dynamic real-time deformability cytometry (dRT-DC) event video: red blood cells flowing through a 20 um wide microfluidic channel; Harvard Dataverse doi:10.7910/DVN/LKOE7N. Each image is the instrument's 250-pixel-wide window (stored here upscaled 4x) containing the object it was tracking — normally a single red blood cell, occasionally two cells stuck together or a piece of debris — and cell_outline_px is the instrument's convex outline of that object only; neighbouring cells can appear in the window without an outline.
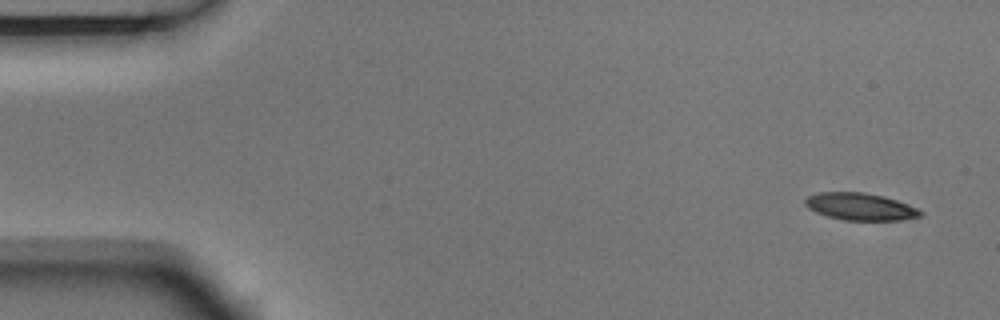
{"species": "Egyptian fruit bat (a non-hibernating species)", "species_latin": "Rousettus aegyptiacus", "temperature_condition": "room temperature", "stored_images_in_passage": 5, "camera_frame_rate_fps": 3000, "um_per_image_px": 0.085, "animal": {"sex": "male"}, "frame": {"image": 1, "passage_image": 1, "time_ms": 0.0, "image_size_px": [1000, 320], "cell_outline_px": [[924, 216], [900, 220], [844, 220], [828, 216], [816, 212], [808, 208], [804, 204], [804, 200], [808, 196], [820, 192], [864, 192], [884, 196], [908, 204], [924, 212]], "centroid_in_image_um": [73.14, 17.56], "position_along_channel_um": 11.9, "area_um2": 18.32}}
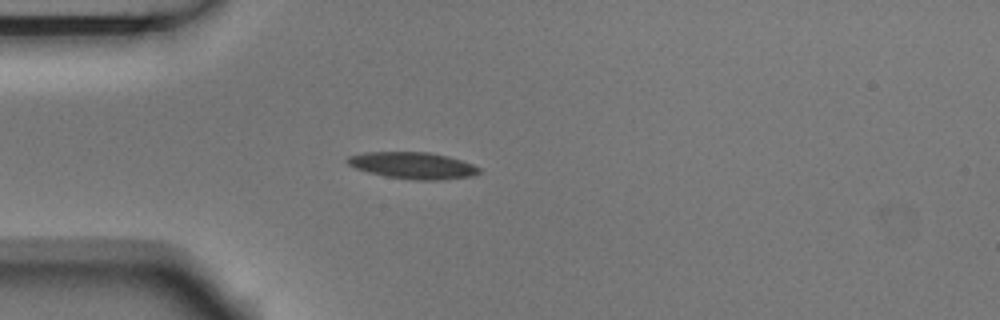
{"frame": {"image": 2, "passage_image": 4, "time_ms": 1.0, "image_size_px": [1000, 320], "cell_outline_px": [[480, 172], [472, 176], [444, 180], [416, 180], [384, 176], [368, 172], [356, 168], [348, 164], [344, 160], [348, 156], [364, 152], [428, 152], [448, 156], [472, 164], [480, 168]], "centroid_in_image_um": [35.07, 14.07], "position_along_channel_um": 49.9, "area_um2": 20.52}}